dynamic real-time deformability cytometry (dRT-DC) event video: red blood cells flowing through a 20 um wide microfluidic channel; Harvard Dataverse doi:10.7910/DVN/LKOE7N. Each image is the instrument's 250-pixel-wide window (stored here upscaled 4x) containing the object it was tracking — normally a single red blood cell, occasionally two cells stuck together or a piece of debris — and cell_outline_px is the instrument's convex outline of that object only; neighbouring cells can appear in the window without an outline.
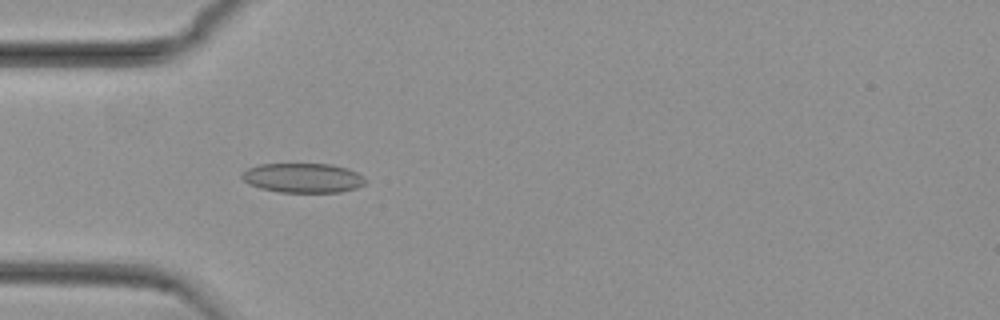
{"species": "common noctule bat (a hibernating species)", "species_latin": "Nyctalus noctula", "temperature_condition": "cold", "stored_images_in_passage": 43, "camera_frame_rate_fps": 3000, "um_per_image_px": 0.085, "animal": {"sex": "female", "body_mass_g": 29.2, "forearm_length_mm": 56.3}, "frame": {"image": 1, "passage_image": 9, "time_ms": 2.667, "image_size_px": [1000, 320], "cell_outline_px": [[368, 180], [364, 184], [356, 188], [340, 192], [280, 192], [260, 188], [248, 184], [240, 176], [248, 168], [260, 164], [332, 164], [348, 168], [364, 176]], "centroid_in_image_um": [25.78, 15.12], "position_along_channel_um": 59.2, "area_um2": 21.33}}
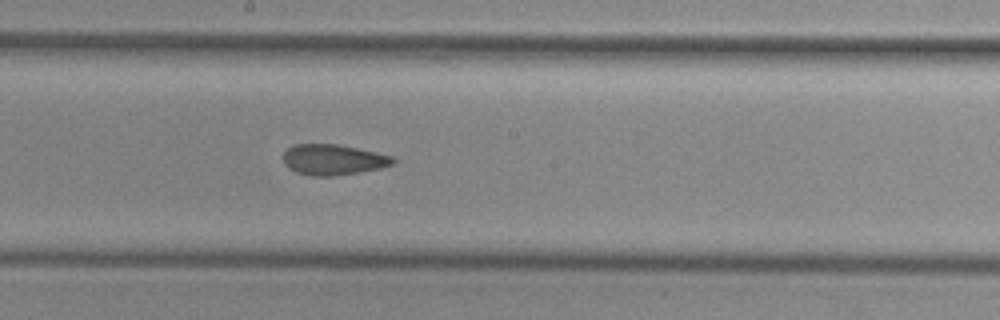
{"frame": {"image": 2, "passage_image": 22, "time_ms": 7.0, "image_size_px": [1000, 320], "cell_outline_px": [[396, 164], [380, 168], [360, 172], [332, 176], [312, 176], [296, 172], [288, 168], [284, 164], [284, 152], [288, 148], [296, 144], [336, 144], [376, 152], [392, 156], [396, 160]], "centroid_in_image_um": [28.33, 13.58], "position_along_channel_um": 219.9, "area_um2": 19.59}}
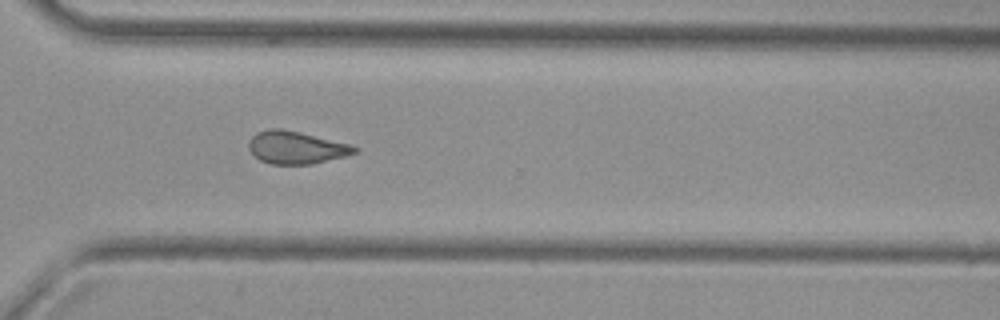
{"frame": {"image": 3, "passage_image": 32, "time_ms": 10.333, "image_size_px": [1000, 320], "cell_outline_px": [[360, 148], [356, 152], [344, 156], [312, 164], [268, 164], [260, 160], [248, 148], [248, 140], [256, 132], [272, 128], [284, 128], [348, 144]], "centroid_in_image_um": [25.13, 12.53], "position_along_channel_um": 345.5, "area_um2": 20.0}, "authors_computed_cell_mechanics": {"area_um2": 20.1722, "velocity_mm_per_s": 3.7692, "shape_relaxation_time_tau1_ms": null, "shape_relaxation_time_tau2_ms": 2.6093, "deformation_change_tau1": null, "deformation_change_tau2": 0.0841}}